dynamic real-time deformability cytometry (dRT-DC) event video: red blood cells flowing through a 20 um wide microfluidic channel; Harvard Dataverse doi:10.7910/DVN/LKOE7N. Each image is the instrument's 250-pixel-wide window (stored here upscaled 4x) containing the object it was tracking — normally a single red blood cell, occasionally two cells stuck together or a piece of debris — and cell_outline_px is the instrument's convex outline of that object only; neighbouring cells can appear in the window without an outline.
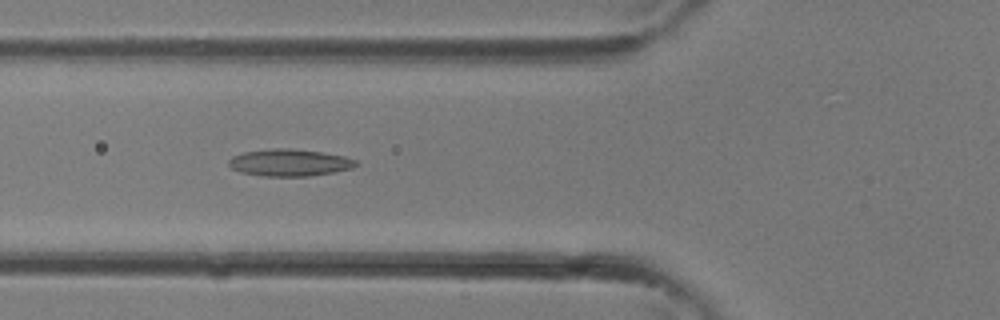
{"species": "common noctule bat (a hibernating species)", "species_latin": "Nyctalus noctula", "temperature_condition": "room temperature", "stored_images_in_passage": 25, "camera_frame_rate_fps": 3000, "um_per_image_px": 0.085, "animal": {"sex": "female"}, "frame": {"image": 1, "passage_image": 4, "time_ms": 1.0, "image_size_px": [1000, 320], "cell_outline_px": [[360, 164], [352, 168], [336, 172], [308, 176], [260, 176], [240, 172], [232, 168], [228, 164], [228, 160], [232, 156], [244, 152], [272, 148], [292, 148], [320, 152], [344, 156], [356, 160]], "centroid_in_image_um": [24.61, 13.82], "position_along_channel_um": 101.2, "area_um2": 20.17}}
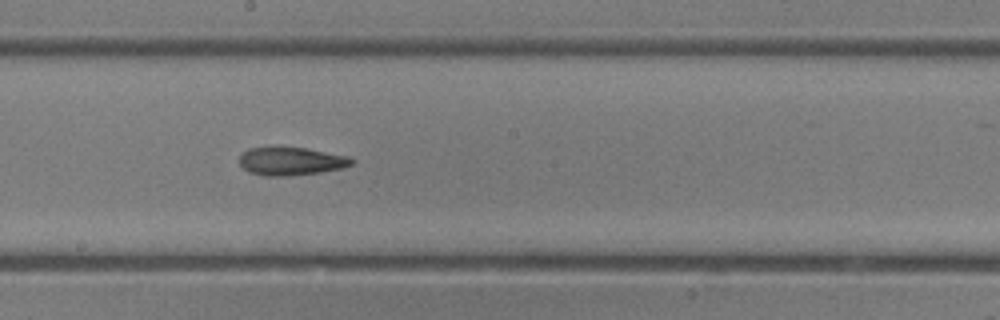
{"frame": {"image": 2, "passage_image": 10, "time_ms": 3.0, "image_size_px": [1000, 320], "cell_outline_px": [[356, 160], [352, 164], [340, 168], [320, 172], [284, 176], [264, 176], [248, 172], [240, 164], [240, 156], [248, 148], [276, 144], [308, 148], [348, 156]], "centroid_in_image_um": [24.7, 13.65], "position_along_channel_um": 223.5, "area_um2": 19.02}}
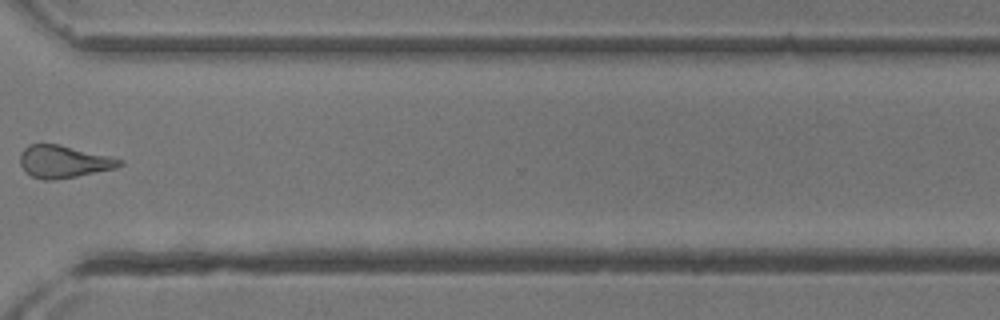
{"frame": {"image": 3, "passage_image": 17, "time_ms": 5.333, "image_size_px": [1000, 320], "cell_outline_px": [[124, 164], [116, 168], [76, 176], [52, 180], [44, 180], [32, 176], [24, 172], [20, 164], [20, 152], [28, 144], [60, 144], [124, 160]], "centroid_in_image_um": [5.38, 13.73], "position_along_channel_um": 365.2, "area_um2": 18.79}}